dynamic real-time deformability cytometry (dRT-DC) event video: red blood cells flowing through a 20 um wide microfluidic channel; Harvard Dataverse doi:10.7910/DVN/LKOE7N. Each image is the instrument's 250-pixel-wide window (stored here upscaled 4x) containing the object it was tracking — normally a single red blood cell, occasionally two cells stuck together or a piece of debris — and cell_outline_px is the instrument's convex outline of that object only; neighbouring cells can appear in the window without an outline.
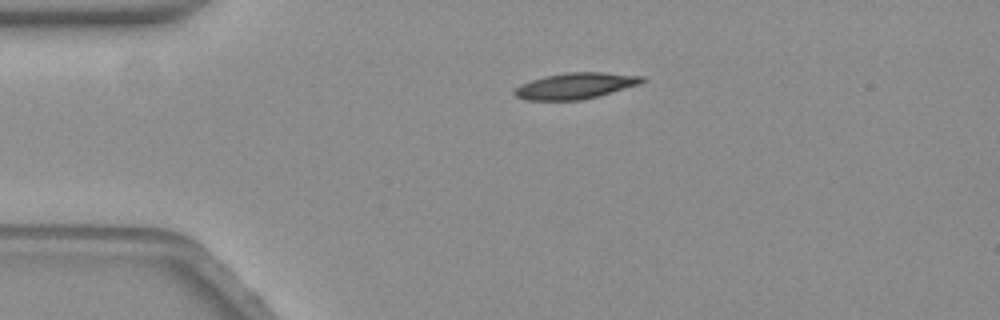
{"species": "common noctule bat (a hibernating species)", "species_latin": "Nyctalus noctula", "temperature_condition": "warm", "stored_images_in_passage": 34, "camera_frame_rate_fps": 3000, "um_per_image_px": 0.085, "animal": {"sex": "female", "body_mass_g": 19.3, "forearm_length_mm": 54.1}, "frame": {"image": 1, "passage_image": 1, "time_ms": 0.0, "image_size_px": [1000, 320], "cell_outline_px": [[644, 80], [640, 84], [596, 96], [580, 100], [524, 100], [516, 96], [512, 92], [520, 84], [544, 76], [568, 72], [604, 72], [644, 76]], "centroid_in_image_um": [48.88, 7.29], "position_along_channel_um": 36.1, "area_um2": 19.25}}
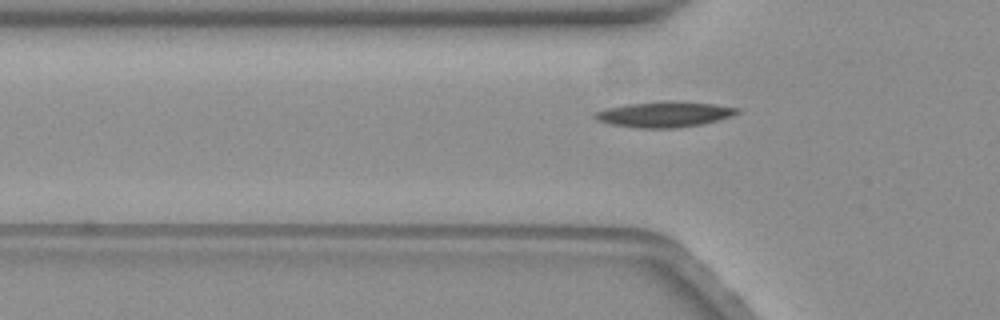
{"frame": {"image": 2, "passage_image": 7, "time_ms": 2.0, "image_size_px": [1000, 320], "cell_outline_px": [[740, 112], [732, 116], [700, 124], [676, 128], [640, 128], [612, 124], [596, 120], [592, 116], [596, 112], [608, 108], [624, 104], [716, 104], [740, 108]], "centroid_in_image_um": [56.45, 9.77], "position_along_channel_um": 69.3, "area_um2": 19.88}}
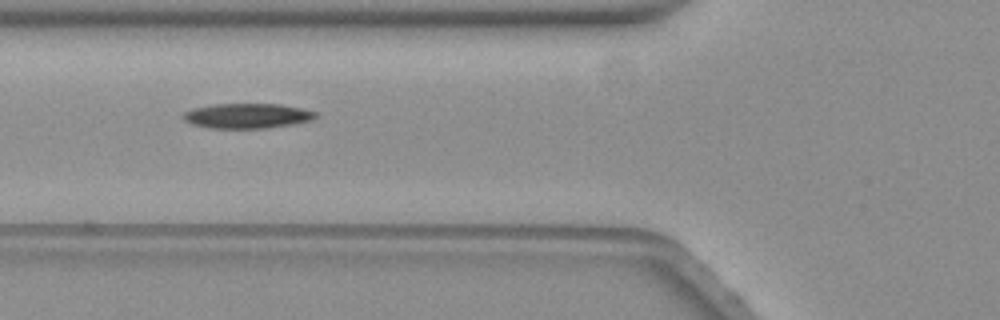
{"frame": {"image": 3, "passage_image": 10, "time_ms": 3.0, "image_size_px": [1000, 320], "cell_outline_px": [[316, 116], [308, 120], [292, 124], [264, 128], [208, 128], [192, 124], [184, 120], [184, 112], [192, 108], [212, 104], [280, 104], [300, 108], [316, 112]], "centroid_in_image_um": [20.95, 9.84], "position_along_channel_um": 104.9, "area_um2": 19.02}}